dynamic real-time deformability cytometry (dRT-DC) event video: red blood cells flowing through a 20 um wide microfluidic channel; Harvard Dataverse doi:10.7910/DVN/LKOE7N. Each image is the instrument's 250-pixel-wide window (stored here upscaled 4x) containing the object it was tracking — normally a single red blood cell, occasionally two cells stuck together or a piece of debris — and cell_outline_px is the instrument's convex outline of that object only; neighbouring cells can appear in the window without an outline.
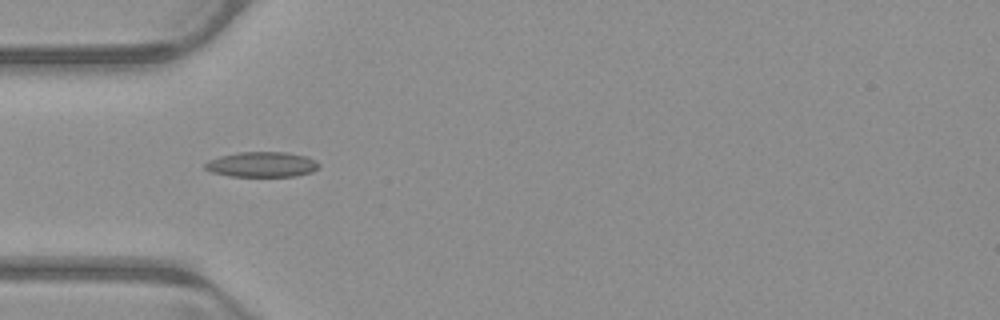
{"species": "common noctule bat (a hibernating species)", "species_latin": "Nyctalus noctula", "temperature_condition": "warm", "stored_images_in_passage": 3, "camera_frame_rate_fps": 3000, "um_per_image_px": 0.085, "animal": {"sex": "male", "body_mass_g": 23.1, "forearm_length_mm": 52.7}, "frame": {"image": 1, "passage_image": 1, "time_ms": 0.0, "image_size_px": [1000, 320], "cell_outline_px": [[320, 168], [312, 172], [296, 176], [228, 176], [212, 172], [204, 168], [204, 164], [208, 160], [220, 156], [240, 152], [284, 152], [304, 156], [320, 164]], "centroid_in_image_um": [22.24, 13.98], "position_along_channel_um": 62.8, "area_um2": 16.65}}